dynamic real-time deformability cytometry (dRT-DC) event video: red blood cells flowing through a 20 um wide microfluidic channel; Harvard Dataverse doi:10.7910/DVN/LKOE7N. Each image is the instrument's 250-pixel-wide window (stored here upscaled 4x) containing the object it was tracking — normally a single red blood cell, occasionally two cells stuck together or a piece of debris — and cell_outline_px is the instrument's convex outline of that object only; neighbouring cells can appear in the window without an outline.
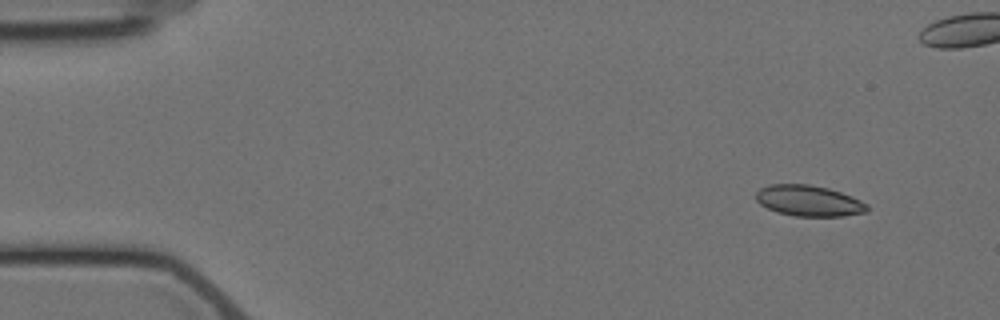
{"species": "Egyptian fruit bat (a non-hibernating species)", "species_latin": "Rousettus aegyptiacus", "temperature_condition": "cold", "stored_images_in_passage": 8, "camera_frame_rate_fps": 3000, "um_per_image_px": 0.085, "animal": {"sex": "female"}, "frame": {"image": 1, "passage_image": 2, "time_ms": 1.333, "image_size_px": [1000, 320], "cell_outline_px": [[868, 212], [844, 216], [796, 216], [776, 212], [760, 204], [756, 200], [756, 192], [760, 188], [768, 184], [812, 184], [828, 188], [852, 196], [868, 204]], "centroid_in_image_um": [68.75, 17.06], "position_along_channel_um": 16.2, "area_um2": 20.17}}
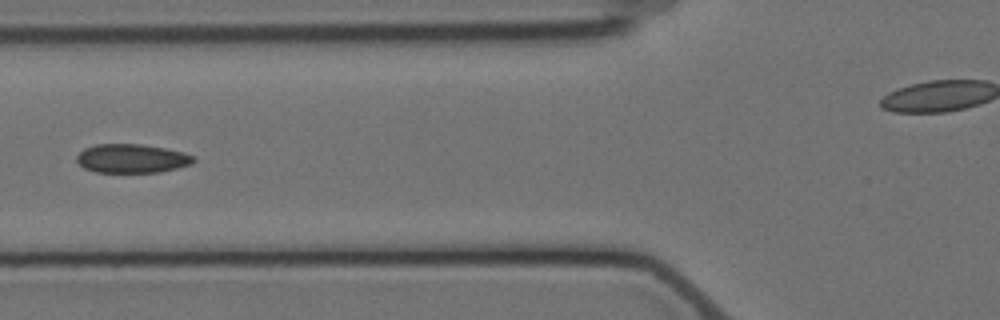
{"frame": {"image": 2, "passage_image": 7, "time_ms": 7.0, "image_size_px": [1000, 320], "cell_outline_px": [[196, 160], [192, 164], [160, 172], [96, 172], [84, 168], [76, 160], [76, 156], [84, 148], [96, 144], [140, 144], [164, 148], [184, 152], [196, 156]], "centroid_in_image_um": [11.22, 13.47], "position_along_channel_um": 114.6, "area_um2": 19.71}}